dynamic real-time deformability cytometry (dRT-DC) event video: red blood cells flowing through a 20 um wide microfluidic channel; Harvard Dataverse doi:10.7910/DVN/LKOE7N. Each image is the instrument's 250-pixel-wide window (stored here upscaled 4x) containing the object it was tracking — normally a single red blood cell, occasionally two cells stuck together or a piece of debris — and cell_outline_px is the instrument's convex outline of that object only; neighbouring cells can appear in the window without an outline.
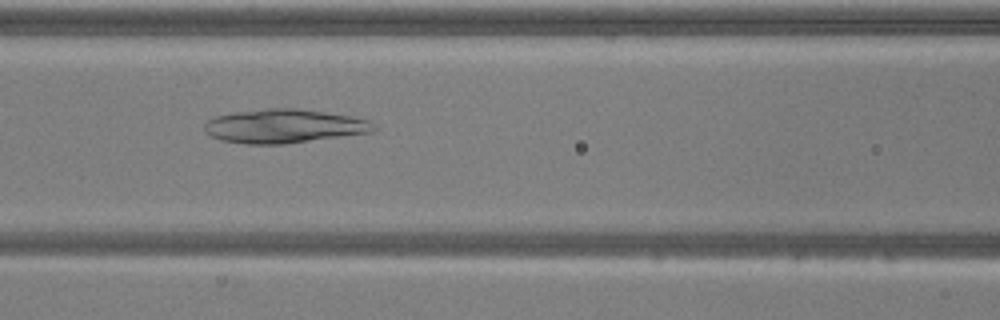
{"species": "common noctule bat (a hibernating species)", "species_latin": "Nyctalus noctula", "temperature_condition": "warm", "stored_images_in_passage": 42, "camera_frame_rate_fps": 3000, "um_per_image_px": 0.085, "animal": {"sex": "male", "body_mass_g": 20.5, "forearm_length_mm": 52.5}, "frame": {"image": 1, "passage_image": 13, "time_ms": 4.0, "image_size_px": [1000, 320], "cell_outline_px": [[376, 128], [372, 132], [284, 144], [248, 144], [220, 140], [204, 132], [204, 124], [208, 120], [216, 116], [232, 112], [264, 108], [296, 108], [352, 116], [372, 120]], "centroid_in_image_um": [24.13, 10.71], "position_along_channel_um": 142.5, "area_um2": 33.52}}
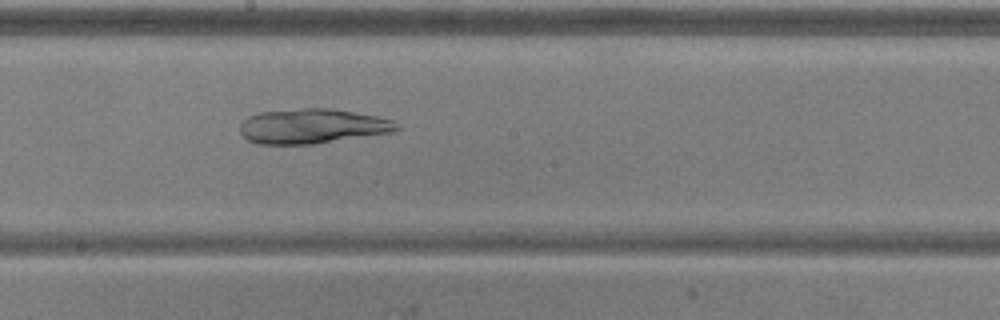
{"frame": {"image": 2, "passage_image": 19, "time_ms": 6.0, "image_size_px": [1000, 320], "cell_outline_px": [[400, 128], [396, 132], [312, 144], [256, 144], [248, 140], [240, 132], [240, 124], [248, 116], [260, 112], [304, 108], [332, 108], [376, 116], [392, 120], [400, 124]], "centroid_in_image_um": [26.57, 10.73], "position_along_channel_um": 221.6, "area_um2": 31.91}}
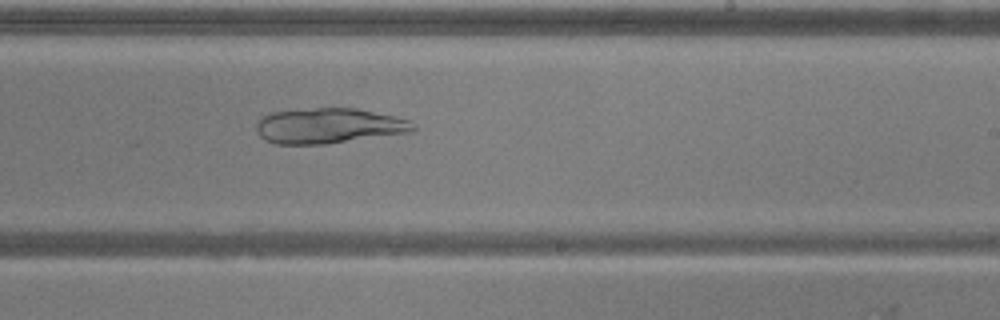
{"frame": {"image": 3, "passage_image": 22, "time_ms": 7.0, "image_size_px": [1000, 320], "cell_outline_px": [[416, 128], [412, 132], [328, 144], [276, 144], [264, 140], [260, 136], [256, 128], [256, 124], [264, 116], [272, 112], [316, 108], [356, 108], [392, 116], [408, 120], [416, 124]], "centroid_in_image_um": [27.96, 10.71], "position_along_channel_um": 261.0, "area_um2": 32.19}}